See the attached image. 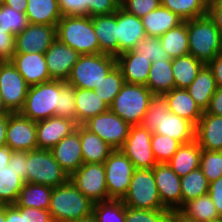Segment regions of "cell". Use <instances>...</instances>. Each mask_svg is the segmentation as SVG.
<instances>
[{"mask_svg": "<svg viewBox=\"0 0 222 222\" xmlns=\"http://www.w3.org/2000/svg\"><path fill=\"white\" fill-rule=\"evenodd\" d=\"M27 151H13L10 157L8 165H12V168L17 172V175L27 183L26 172Z\"/></svg>", "mask_w": 222, "mask_h": 222, "instance_id": "obj_53", "label": "cell"}, {"mask_svg": "<svg viewBox=\"0 0 222 222\" xmlns=\"http://www.w3.org/2000/svg\"><path fill=\"white\" fill-rule=\"evenodd\" d=\"M9 115H0V147L6 145V131Z\"/></svg>", "mask_w": 222, "mask_h": 222, "instance_id": "obj_60", "label": "cell"}, {"mask_svg": "<svg viewBox=\"0 0 222 222\" xmlns=\"http://www.w3.org/2000/svg\"><path fill=\"white\" fill-rule=\"evenodd\" d=\"M163 95L168 102L170 112L190 121L196 127L203 111L191 98L187 89L174 88Z\"/></svg>", "mask_w": 222, "mask_h": 222, "instance_id": "obj_26", "label": "cell"}, {"mask_svg": "<svg viewBox=\"0 0 222 222\" xmlns=\"http://www.w3.org/2000/svg\"><path fill=\"white\" fill-rule=\"evenodd\" d=\"M75 100L77 125H82L89 118L109 110V106L94 90L75 88Z\"/></svg>", "mask_w": 222, "mask_h": 222, "instance_id": "obj_31", "label": "cell"}, {"mask_svg": "<svg viewBox=\"0 0 222 222\" xmlns=\"http://www.w3.org/2000/svg\"><path fill=\"white\" fill-rule=\"evenodd\" d=\"M161 6L174 12L183 21L207 15L209 0H160Z\"/></svg>", "mask_w": 222, "mask_h": 222, "instance_id": "obj_39", "label": "cell"}, {"mask_svg": "<svg viewBox=\"0 0 222 222\" xmlns=\"http://www.w3.org/2000/svg\"><path fill=\"white\" fill-rule=\"evenodd\" d=\"M159 40L170 59L189 54L187 20L164 33Z\"/></svg>", "mask_w": 222, "mask_h": 222, "instance_id": "obj_37", "label": "cell"}, {"mask_svg": "<svg viewBox=\"0 0 222 222\" xmlns=\"http://www.w3.org/2000/svg\"><path fill=\"white\" fill-rule=\"evenodd\" d=\"M125 79L120 68L116 65L102 80L99 86H96L95 93L101 97L104 103L111 106L114 98L119 94Z\"/></svg>", "mask_w": 222, "mask_h": 222, "instance_id": "obj_41", "label": "cell"}, {"mask_svg": "<svg viewBox=\"0 0 222 222\" xmlns=\"http://www.w3.org/2000/svg\"><path fill=\"white\" fill-rule=\"evenodd\" d=\"M189 54L208 64L222 52V34L214 22L205 15L187 20Z\"/></svg>", "mask_w": 222, "mask_h": 222, "instance_id": "obj_3", "label": "cell"}, {"mask_svg": "<svg viewBox=\"0 0 222 222\" xmlns=\"http://www.w3.org/2000/svg\"><path fill=\"white\" fill-rule=\"evenodd\" d=\"M65 84L66 81L52 79L30 86L24 106L19 113L36 122L56 116L60 90Z\"/></svg>", "mask_w": 222, "mask_h": 222, "instance_id": "obj_6", "label": "cell"}, {"mask_svg": "<svg viewBox=\"0 0 222 222\" xmlns=\"http://www.w3.org/2000/svg\"><path fill=\"white\" fill-rule=\"evenodd\" d=\"M4 5V0H0V7Z\"/></svg>", "mask_w": 222, "mask_h": 222, "instance_id": "obj_69", "label": "cell"}, {"mask_svg": "<svg viewBox=\"0 0 222 222\" xmlns=\"http://www.w3.org/2000/svg\"><path fill=\"white\" fill-rule=\"evenodd\" d=\"M140 125L153 133L176 139L181 144L195 140L196 127L190 121L170 112L164 95L152 96Z\"/></svg>", "mask_w": 222, "mask_h": 222, "instance_id": "obj_1", "label": "cell"}, {"mask_svg": "<svg viewBox=\"0 0 222 222\" xmlns=\"http://www.w3.org/2000/svg\"><path fill=\"white\" fill-rule=\"evenodd\" d=\"M207 15L219 28L222 34V4L208 3Z\"/></svg>", "mask_w": 222, "mask_h": 222, "instance_id": "obj_57", "label": "cell"}, {"mask_svg": "<svg viewBox=\"0 0 222 222\" xmlns=\"http://www.w3.org/2000/svg\"><path fill=\"white\" fill-rule=\"evenodd\" d=\"M62 17L85 16L84 0H57Z\"/></svg>", "mask_w": 222, "mask_h": 222, "instance_id": "obj_51", "label": "cell"}, {"mask_svg": "<svg viewBox=\"0 0 222 222\" xmlns=\"http://www.w3.org/2000/svg\"><path fill=\"white\" fill-rule=\"evenodd\" d=\"M168 209L146 210L125 206V222H167Z\"/></svg>", "mask_w": 222, "mask_h": 222, "instance_id": "obj_48", "label": "cell"}, {"mask_svg": "<svg viewBox=\"0 0 222 222\" xmlns=\"http://www.w3.org/2000/svg\"><path fill=\"white\" fill-rule=\"evenodd\" d=\"M180 145L179 141L167 135L152 133L151 149L157 163H167Z\"/></svg>", "mask_w": 222, "mask_h": 222, "instance_id": "obj_45", "label": "cell"}, {"mask_svg": "<svg viewBox=\"0 0 222 222\" xmlns=\"http://www.w3.org/2000/svg\"><path fill=\"white\" fill-rule=\"evenodd\" d=\"M153 95L145 85L125 83L109 109L130 126L140 125Z\"/></svg>", "mask_w": 222, "mask_h": 222, "instance_id": "obj_7", "label": "cell"}, {"mask_svg": "<svg viewBox=\"0 0 222 222\" xmlns=\"http://www.w3.org/2000/svg\"><path fill=\"white\" fill-rule=\"evenodd\" d=\"M11 62L29 86L52 80L44 53H15Z\"/></svg>", "mask_w": 222, "mask_h": 222, "instance_id": "obj_21", "label": "cell"}, {"mask_svg": "<svg viewBox=\"0 0 222 222\" xmlns=\"http://www.w3.org/2000/svg\"><path fill=\"white\" fill-rule=\"evenodd\" d=\"M24 222H53L48 210L24 207Z\"/></svg>", "mask_w": 222, "mask_h": 222, "instance_id": "obj_55", "label": "cell"}, {"mask_svg": "<svg viewBox=\"0 0 222 222\" xmlns=\"http://www.w3.org/2000/svg\"><path fill=\"white\" fill-rule=\"evenodd\" d=\"M50 78L66 81L80 54L57 38L44 53Z\"/></svg>", "mask_w": 222, "mask_h": 222, "instance_id": "obj_18", "label": "cell"}, {"mask_svg": "<svg viewBox=\"0 0 222 222\" xmlns=\"http://www.w3.org/2000/svg\"><path fill=\"white\" fill-rule=\"evenodd\" d=\"M28 25L25 13L17 12L7 5L0 7V35L5 33L18 34Z\"/></svg>", "mask_w": 222, "mask_h": 222, "instance_id": "obj_43", "label": "cell"}, {"mask_svg": "<svg viewBox=\"0 0 222 222\" xmlns=\"http://www.w3.org/2000/svg\"><path fill=\"white\" fill-rule=\"evenodd\" d=\"M0 222H6V205H0Z\"/></svg>", "mask_w": 222, "mask_h": 222, "instance_id": "obj_65", "label": "cell"}, {"mask_svg": "<svg viewBox=\"0 0 222 222\" xmlns=\"http://www.w3.org/2000/svg\"><path fill=\"white\" fill-rule=\"evenodd\" d=\"M27 183L55 188L69 181V176L54 159L50 150L36 149L27 152Z\"/></svg>", "mask_w": 222, "mask_h": 222, "instance_id": "obj_8", "label": "cell"}, {"mask_svg": "<svg viewBox=\"0 0 222 222\" xmlns=\"http://www.w3.org/2000/svg\"><path fill=\"white\" fill-rule=\"evenodd\" d=\"M141 18L119 8L117 10L118 56L132 50L137 42L146 37Z\"/></svg>", "mask_w": 222, "mask_h": 222, "instance_id": "obj_22", "label": "cell"}, {"mask_svg": "<svg viewBox=\"0 0 222 222\" xmlns=\"http://www.w3.org/2000/svg\"><path fill=\"white\" fill-rule=\"evenodd\" d=\"M125 83L146 85L152 62L133 50L125 51L116 57Z\"/></svg>", "mask_w": 222, "mask_h": 222, "instance_id": "obj_24", "label": "cell"}, {"mask_svg": "<svg viewBox=\"0 0 222 222\" xmlns=\"http://www.w3.org/2000/svg\"><path fill=\"white\" fill-rule=\"evenodd\" d=\"M75 222H96V220H95V218L93 216H90L88 218L81 219V220L75 221Z\"/></svg>", "mask_w": 222, "mask_h": 222, "instance_id": "obj_66", "label": "cell"}, {"mask_svg": "<svg viewBox=\"0 0 222 222\" xmlns=\"http://www.w3.org/2000/svg\"><path fill=\"white\" fill-rule=\"evenodd\" d=\"M137 55L147 58L151 62L172 60L162 46L159 37L146 36L136 43L132 49Z\"/></svg>", "mask_w": 222, "mask_h": 222, "instance_id": "obj_44", "label": "cell"}, {"mask_svg": "<svg viewBox=\"0 0 222 222\" xmlns=\"http://www.w3.org/2000/svg\"><path fill=\"white\" fill-rule=\"evenodd\" d=\"M92 216L96 222H125V205L122 200L94 203Z\"/></svg>", "mask_w": 222, "mask_h": 222, "instance_id": "obj_42", "label": "cell"}, {"mask_svg": "<svg viewBox=\"0 0 222 222\" xmlns=\"http://www.w3.org/2000/svg\"><path fill=\"white\" fill-rule=\"evenodd\" d=\"M153 174L162 205L170 211H178L182 207L181 178L167 163H157Z\"/></svg>", "mask_w": 222, "mask_h": 222, "instance_id": "obj_17", "label": "cell"}, {"mask_svg": "<svg viewBox=\"0 0 222 222\" xmlns=\"http://www.w3.org/2000/svg\"><path fill=\"white\" fill-rule=\"evenodd\" d=\"M12 152L7 145L0 147V169L9 164Z\"/></svg>", "mask_w": 222, "mask_h": 222, "instance_id": "obj_62", "label": "cell"}, {"mask_svg": "<svg viewBox=\"0 0 222 222\" xmlns=\"http://www.w3.org/2000/svg\"><path fill=\"white\" fill-rule=\"evenodd\" d=\"M207 113L222 116V88L217 87L216 92L213 94L208 108L205 110Z\"/></svg>", "mask_w": 222, "mask_h": 222, "instance_id": "obj_56", "label": "cell"}, {"mask_svg": "<svg viewBox=\"0 0 222 222\" xmlns=\"http://www.w3.org/2000/svg\"><path fill=\"white\" fill-rule=\"evenodd\" d=\"M201 152L202 149L195 139L191 142L181 144L167 164L182 178L200 167Z\"/></svg>", "mask_w": 222, "mask_h": 222, "instance_id": "obj_27", "label": "cell"}, {"mask_svg": "<svg viewBox=\"0 0 222 222\" xmlns=\"http://www.w3.org/2000/svg\"><path fill=\"white\" fill-rule=\"evenodd\" d=\"M154 95H163L175 88L172 60L152 62L145 85Z\"/></svg>", "mask_w": 222, "mask_h": 222, "instance_id": "obj_33", "label": "cell"}, {"mask_svg": "<svg viewBox=\"0 0 222 222\" xmlns=\"http://www.w3.org/2000/svg\"><path fill=\"white\" fill-rule=\"evenodd\" d=\"M36 121L11 113L8 118L6 145L12 151H31L38 149Z\"/></svg>", "mask_w": 222, "mask_h": 222, "instance_id": "obj_15", "label": "cell"}, {"mask_svg": "<svg viewBox=\"0 0 222 222\" xmlns=\"http://www.w3.org/2000/svg\"><path fill=\"white\" fill-rule=\"evenodd\" d=\"M195 139L202 150L222 151V116L203 111L195 128Z\"/></svg>", "mask_w": 222, "mask_h": 222, "instance_id": "obj_23", "label": "cell"}, {"mask_svg": "<svg viewBox=\"0 0 222 222\" xmlns=\"http://www.w3.org/2000/svg\"><path fill=\"white\" fill-rule=\"evenodd\" d=\"M9 114H11V112L5 106V104L3 102V98L0 93V115H9Z\"/></svg>", "mask_w": 222, "mask_h": 222, "instance_id": "obj_64", "label": "cell"}, {"mask_svg": "<svg viewBox=\"0 0 222 222\" xmlns=\"http://www.w3.org/2000/svg\"><path fill=\"white\" fill-rule=\"evenodd\" d=\"M167 222H195V221L185 217L179 211H171L168 216Z\"/></svg>", "mask_w": 222, "mask_h": 222, "instance_id": "obj_63", "label": "cell"}, {"mask_svg": "<svg viewBox=\"0 0 222 222\" xmlns=\"http://www.w3.org/2000/svg\"><path fill=\"white\" fill-rule=\"evenodd\" d=\"M56 37L80 55L100 54V45L90 16L62 17L56 26Z\"/></svg>", "mask_w": 222, "mask_h": 222, "instance_id": "obj_4", "label": "cell"}, {"mask_svg": "<svg viewBox=\"0 0 222 222\" xmlns=\"http://www.w3.org/2000/svg\"><path fill=\"white\" fill-rule=\"evenodd\" d=\"M79 136L84 163H104L114 150L93 132L79 125Z\"/></svg>", "mask_w": 222, "mask_h": 222, "instance_id": "obj_30", "label": "cell"}, {"mask_svg": "<svg viewBox=\"0 0 222 222\" xmlns=\"http://www.w3.org/2000/svg\"><path fill=\"white\" fill-rule=\"evenodd\" d=\"M207 65L213 72L217 87L222 88V54H218Z\"/></svg>", "mask_w": 222, "mask_h": 222, "instance_id": "obj_58", "label": "cell"}, {"mask_svg": "<svg viewBox=\"0 0 222 222\" xmlns=\"http://www.w3.org/2000/svg\"><path fill=\"white\" fill-rule=\"evenodd\" d=\"M93 205L69 180L53 188L48 211L53 222H75L92 216Z\"/></svg>", "mask_w": 222, "mask_h": 222, "instance_id": "obj_2", "label": "cell"}, {"mask_svg": "<svg viewBox=\"0 0 222 222\" xmlns=\"http://www.w3.org/2000/svg\"><path fill=\"white\" fill-rule=\"evenodd\" d=\"M152 133L141 125L131 126L128 137L120 148L135 169H152L157 164L151 149Z\"/></svg>", "mask_w": 222, "mask_h": 222, "instance_id": "obj_14", "label": "cell"}, {"mask_svg": "<svg viewBox=\"0 0 222 222\" xmlns=\"http://www.w3.org/2000/svg\"><path fill=\"white\" fill-rule=\"evenodd\" d=\"M28 23L57 26L62 18L57 0H27Z\"/></svg>", "mask_w": 222, "mask_h": 222, "instance_id": "obj_32", "label": "cell"}, {"mask_svg": "<svg viewBox=\"0 0 222 222\" xmlns=\"http://www.w3.org/2000/svg\"><path fill=\"white\" fill-rule=\"evenodd\" d=\"M77 124L68 118L53 116L36 122L38 149L51 150L61 139L75 131Z\"/></svg>", "mask_w": 222, "mask_h": 222, "instance_id": "obj_20", "label": "cell"}, {"mask_svg": "<svg viewBox=\"0 0 222 222\" xmlns=\"http://www.w3.org/2000/svg\"><path fill=\"white\" fill-rule=\"evenodd\" d=\"M56 38V26L28 23L16 34L15 53H45Z\"/></svg>", "mask_w": 222, "mask_h": 222, "instance_id": "obj_16", "label": "cell"}, {"mask_svg": "<svg viewBox=\"0 0 222 222\" xmlns=\"http://www.w3.org/2000/svg\"><path fill=\"white\" fill-rule=\"evenodd\" d=\"M182 206L185 202L208 193L209 182L201 168H197L181 178Z\"/></svg>", "mask_w": 222, "mask_h": 222, "instance_id": "obj_40", "label": "cell"}, {"mask_svg": "<svg viewBox=\"0 0 222 222\" xmlns=\"http://www.w3.org/2000/svg\"><path fill=\"white\" fill-rule=\"evenodd\" d=\"M178 211L195 222H211L220 218L208 194L185 202Z\"/></svg>", "mask_w": 222, "mask_h": 222, "instance_id": "obj_36", "label": "cell"}, {"mask_svg": "<svg viewBox=\"0 0 222 222\" xmlns=\"http://www.w3.org/2000/svg\"><path fill=\"white\" fill-rule=\"evenodd\" d=\"M186 89L198 107L205 111L217 89L213 72L208 65L205 64L201 68L197 77Z\"/></svg>", "mask_w": 222, "mask_h": 222, "instance_id": "obj_29", "label": "cell"}, {"mask_svg": "<svg viewBox=\"0 0 222 222\" xmlns=\"http://www.w3.org/2000/svg\"><path fill=\"white\" fill-rule=\"evenodd\" d=\"M56 116L71 119L77 124L75 87L67 83L60 90Z\"/></svg>", "mask_w": 222, "mask_h": 222, "instance_id": "obj_47", "label": "cell"}, {"mask_svg": "<svg viewBox=\"0 0 222 222\" xmlns=\"http://www.w3.org/2000/svg\"><path fill=\"white\" fill-rule=\"evenodd\" d=\"M6 222H24V207L6 205Z\"/></svg>", "mask_w": 222, "mask_h": 222, "instance_id": "obj_59", "label": "cell"}, {"mask_svg": "<svg viewBox=\"0 0 222 222\" xmlns=\"http://www.w3.org/2000/svg\"><path fill=\"white\" fill-rule=\"evenodd\" d=\"M29 87L11 61L0 62V93L11 113L22 110Z\"/></svg>", "mask_w": 222, "mask_h": 222, "instance_id": "obj_13", "label": "cell"}, {"mask_svg": "<svg viewBox=\"0 0 222 222\" xmlns=\"http://www.w3.org/2000/svg\"><path fill=\"white\" fill-rule=\"evenodd\" d=\"M200 168L209 183L221 177L222 151L202 150L200 155Z\"/></svg>", "mask_w": 222, "mask_h": 222, "instance_id": "obj_46", "label": "cell"}, {"mask_svg": "<svg viewBox=\"0 0 222 222\" xmlns=\"http://www.w3.org/2000/svg\"><path fill=\"white\" fill-rule=\"evenodd\" d=\"M4 5L14 8L17 12L25 13L27 9V0H4Z\"/></svg>", "mask_w": 222, "mask_h": 222, "instance_id": "obj_61", "label": "cell"}, {"mask_svg": "<svg viewBox=\"0 0 222 222\" xmlns=\"http://www.w3.org/2000/svg\"><path fill=\"white\" fill-rule=\"evenodd\" d=\"M57 163L70 177L83 164L79 125L69 136L64 137L51 150Z\"/></svg>", "mask_w": 222, "mask_h": 222, "instance_id": "obj_19", "label": "cell"}, {"mask_svg": "<svg viewBox=\"0 0 222 222\" xmlns=\"http://www.w3.org/2000/svg\"><path fill=\"white\" fill-rule=\"evenodd\" d=\"M211 222H222V218H218V219L212 220Z\"/></svg>", "mask_w": 222, "mask_h": 222, "instance_id": "obj_68", "label": "cell"}, {"mask_svg": "<svg viewBox=\"0 0 222 222\" xmlns=\"http://www.w3.org/2000/svg\"><path fill=\"white\" fill-rule=\"evenodd\" d=\"M103 165L109 198L122 200L130 187L135 170L133 163L120 149H116L111 152Z\"/></svg>", "mask_w": 222, "mask_h": 222, "instance_id": "obj_10", "label": "cell"}, {"mask_svg": "<svg viewBox=\"0 0 222 222\" xmlns=\"http://www.w3.org/2000/svg\"><path fill=\"white\" fill-rule=\"evenodd\" d=\"M147 36L161 37L184 21L174 12L163 6L151 11L141 18Z\"/></svg>", "mask_w": 222, "mask_h": 222, "instance_id": "obj_28", "label": "cell"}, {"mask_svg": "<svg viewBox=\"0 0 222 222\" xmlns=\"http://www.w3.org/2000/svg\"><path fill=\"white\" fill-rule=\"evenodd\" d=\"M92 23L100 53L118 56L117 11L108 15L93 16Z\"/></svg>", "mask_w": 222, "mask_h": 222, "instance_id": "obj_25", "label": "cell"}, {"mask_svg": "<svg viewBox=\"0 0 222 222\" xmlns=\"http://www.w3.org/2000/svg\"><path fill=\"white\" fill-rule=\"evenodd\" d=\"M82 125L99 136L114 150L120 149L125 143L131 127L110 109L89 118Z\"/></svg>", "mask_w": 222, "mask_h": 222, "instance_id": "obj_12", "label": "cell"}, {"mask_svg": "<svg viewBox=\"0 0 222 222\" xmlns=\"http://www.w3.org/2000/svg\"><path fill=\"white\" fill-rule=\"evenodd\" d=\"M161 5L160 0H121L120 8L125 12L135 15L138 18L157 9Z\"/></svg>", "mask_w": 222, "mask_h": 222, "instance_id": "obj_49", "label": "cell"}, {"mask_svg": "<svg viewBox=\"0 0 222 222\" xmlns=\"http://www.w3.org/2000/svg\"><path fill=\"white\" fill-rule=\"evenodd\" d=\"M69 180L93 203L111 200L108 196L103 163H84Z\"/></svg>", "mask_w": 222, "mask_h": 222, "instance_id": "obj_11", "label": "cell"}, {"mask_svg": "<svg viewBox=\"0 0 222 222\" xmlns=\"http://www.w3.org/2000/svg\"><path fill=\"white\" fill-rule=\"evenodd\" d=\"M16 35L5 33L0 35V62L11 61L15 54Z\"/></svg>", "mask_w": 222, "mask_h": 222, "instance_id": "obj_52", "label": "cell"}, {"mask_svg": "<svg viewBox=\"0 0 222 222\" xmlns=\"http://www.w3.org/2000/svg\"><path fill=\"white\" fill-rule=\"evenodd\" d=\"M24 181L17 175L12 165L0 169V205H13L17 202Z\"/></svg>", "mask_w": 222, "mask_h": 222, "instance_id": "obj_38", "label": "cell"}, {"mask_svg": "<svg viewBox=\"0 0 222 222\" xmlns=\"http://www.w3.org/2000/svg\"><path fill=\"white\" fill-rule=\"evenodd\" d=\"M207 194L213 201L219 217L222 218V176L209 183Z\"/></svg>", "mask_w": 222, "mask_h": 222, "instance_id": "obj_54", "label": "cell"}, {"mask_svg": "<svg viewBox=\"0 0 222 222\" xmlns=\"http://www.w3.org/2000/svg\"><path fill=\"white\" fill-rule=\"evenodd\" d=\"M204 65L202 61L191 54L172 59L175 88L186 89L194 81Z\"/></svg>", "mask_w": 222, "mask_h": 222, "instance_id": "obj_35", "label": "cell"}, {"mask_svg": "<svg viewBox=\"0 0 222 222\" xmlns=\"http://www.w3.org/2000/svg\"><path fill=\"white\" fill-rule=\"evenodd\" d=\"M208 3H220V4H222V0H209Z\"/></svg>", "mask_w": 222, "mask_h": 222, "instance_id": "obj_67", "label": "cell"}, {"mask_svg": "<svg viewBox=\"0 0 222 222\" xmlns=\"http://www.w3.org/2000/svg\"><path fill=\"white\" fill-rule=\"evenodd\" d=\"M122 202L135 209H166L159 198L153 168L134 170L130 187Z\"/></svg>", "mask_w": 222, "mask_h": 222, "instance_id": "obj_9", "label": "cell"}, {"mask_svg": "<svg viewBox=\"0 0 222 222\" xmlns=\"http://www.w3.org/2000/svg\"><path fill=\"white\" fill-rule=\"evenodd\" d=\"M53 188L41 184L24 183L15 205L48 210Z\"/></svg>", "mask_w": 222, "mask_h": 222, "instance_id": "obj_34", "label": "cell"}, {"mask_svg": "<svg viewBox=\"0 0 222 222\" xmlns=\"http://www.w3.org/2000/svg\"><path fill=\"white\" fill-rule=\"evenodd\" d=\"M121 0H84L85 16L108 15L120 8Z\"/></svg>", "mask_w": 222, "mask_h": 222, "instance_id": "obj_50", "label": "cell"}, {"mask_svg": "<svg viewBox=\"0 0 222 222\" xmlns=\"http://www.w3.org/2000/svg\"><path fill=\"white\" fill-rule=\"evenodd\" d=\"M116 65V57L112 55L103 53L80 55L66 83L75 88L95 90Z\"/></svg>", "mask_w": 222, "mask_h": 222, "instance_id": "obj_5", "label": "cell"}]
</instances>
